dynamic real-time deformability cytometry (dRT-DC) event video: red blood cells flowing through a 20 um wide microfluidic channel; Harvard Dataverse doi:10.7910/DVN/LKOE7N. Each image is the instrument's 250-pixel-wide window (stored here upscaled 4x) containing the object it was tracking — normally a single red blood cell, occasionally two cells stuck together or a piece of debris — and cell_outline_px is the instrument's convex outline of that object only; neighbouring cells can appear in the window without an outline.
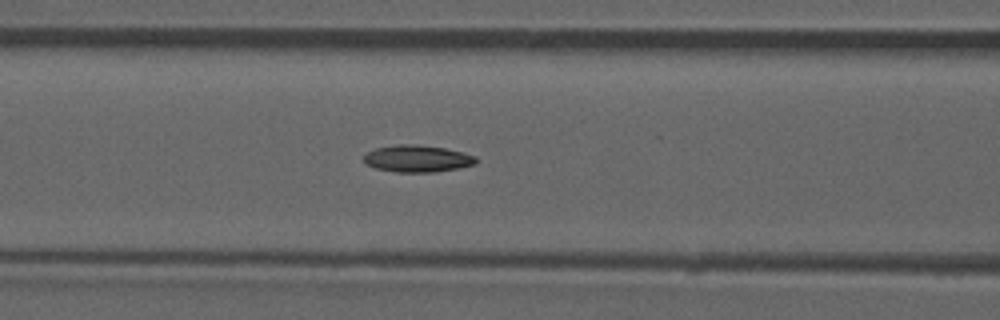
{"species": "common noctule bat (a hibernating species)", "species_latin": "Nyctalus noctula", "temperature_condition": "room temperature", "stored_images_in_passage": 35, "camera_frame_rate_fps": 3000, "um_per_image_px": 0.085, "animal": {"sex": "male", "forearm_length_mm": 52.5}, "frame": {"image": 1, "passage_image": 11, "time_ms": 3.333, "image_size_px": [1000, 320], "cell_outline_px": [[476, 164], [456, 168], [432, 172], [396, 172], [376, 168], [368, 164], [364, 160], [364, 156], [368, 152], [376, 148], [400, 144], [416, 144], [444, 148], [476, 156]], "centroid_in_image_um": [35.47, 13.48], "position_along_channel_um": 131.1, "area_um2": 17.28}, "authors_computed_cell_mechanics": {"area_um2": 17.051, "velocity_mm_per_s": 3.8535, "shape_relaxation_time_tau1_ms": null, "shape_relaxation_time_tau2_ms": 6.4722, "deformation_change_tau1": null, "deformation_change_tau2": 0.1241}}